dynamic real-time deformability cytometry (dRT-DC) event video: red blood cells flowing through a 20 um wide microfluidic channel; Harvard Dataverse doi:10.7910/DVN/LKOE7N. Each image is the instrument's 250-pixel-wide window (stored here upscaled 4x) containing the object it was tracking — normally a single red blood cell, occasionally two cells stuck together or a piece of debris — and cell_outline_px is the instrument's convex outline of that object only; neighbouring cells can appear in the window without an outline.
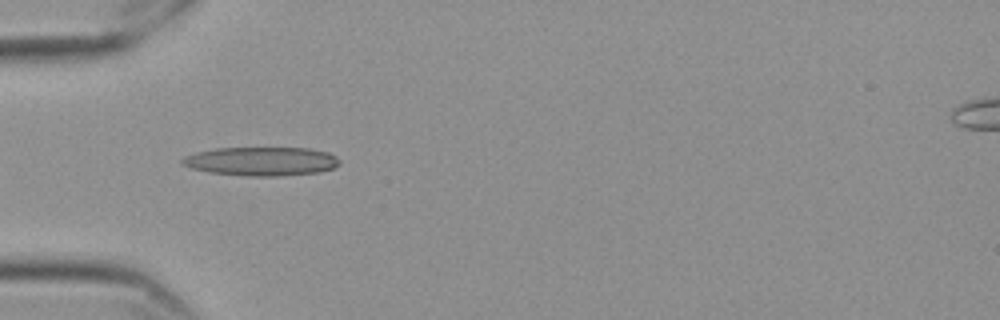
{"species": "Egyptian fruit bat (a non-hibernating species)", "species_latin": "Rousettus aegyptiacus", "temperature_condition": "cold", "stored_images_in_passage": 40, "camera_frame_rate_fps": 3000, "um_per_image_px": 0.085, "frame": {"image": 1, "passage_image": 1, "time_ms": 0.0, "image_size_px": [1000, 320], "cell_outline_px": [[340, 164], [332, 168], [320, 172], [280, 176], [248, 176], [208, 172], [192, 168], [180, 164], [180, 160], [184, 156], [196, 152], [216, 148], [308, 148], [328, 152], [336, 156], [340, 160]], "centroid_in_image_um": [22.21, 13.71], "position_along_channel_um": 62.8, "area_um2": 26.53}}
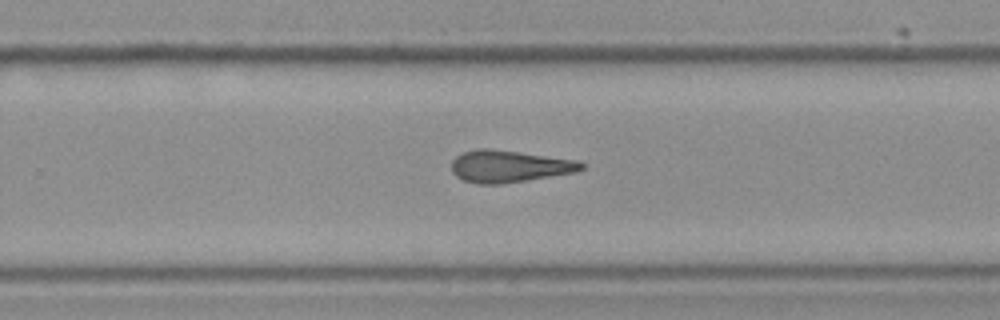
{"frame": {"image": 2, "passage_image": 20, "time_ms": 6.333, "image_size_px": [1000, 320], "cell_outline_px": [[584, 168], [576, 172], [528, 180], [500, 184], [476, 184], [464, 180], [456, 176], [452, 172], [452, 160], [456, 156], [464, 152], [476, 148], [488, 148], [576, 160], [584, 164]], "centroid_in_image_um": [43.25, 14.14], "position_along_channel_um": 286.5, "area_um2": 24.1}}
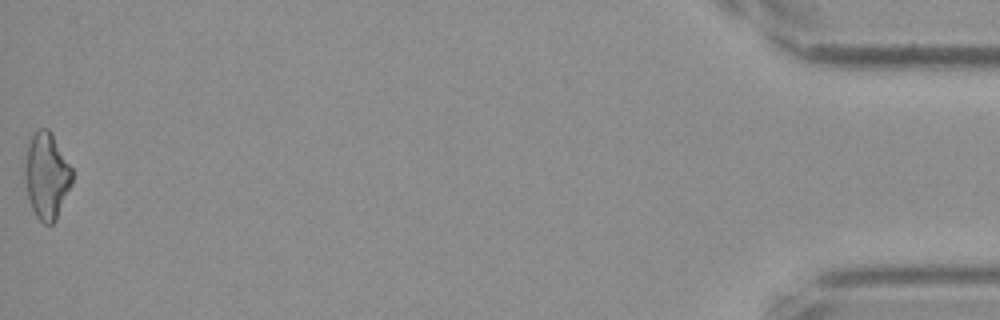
{"frame": {"image": 3, "passage_image": 40, "time_ms": 13.0, "image_size_px": [1000, 320], "cell_outline_px": [[72, 184], [56, 220], [52, 224], [44, 224], [36, 216], [32, 208], [28, 196], [24, 176], [24, 168], [28, 144], [36, 128], [48, 128], [52, 132], [72, 168]], "centroid_in_image_um": [3.97, 14.92], "position_along_channel_um": 431.2, "area_um2": 23.87}, "authors_computed_cell_mechanics": {"area_um2": 23.987, "velocity_mm_per_s": 3.5656, "shape_relaxation_time_tau1_ms": null, "shape_relaxation_time_tau2_ms": 6.0168, "deformation_change_tau1": null, "deformation_change_tau2": 0.1934}}